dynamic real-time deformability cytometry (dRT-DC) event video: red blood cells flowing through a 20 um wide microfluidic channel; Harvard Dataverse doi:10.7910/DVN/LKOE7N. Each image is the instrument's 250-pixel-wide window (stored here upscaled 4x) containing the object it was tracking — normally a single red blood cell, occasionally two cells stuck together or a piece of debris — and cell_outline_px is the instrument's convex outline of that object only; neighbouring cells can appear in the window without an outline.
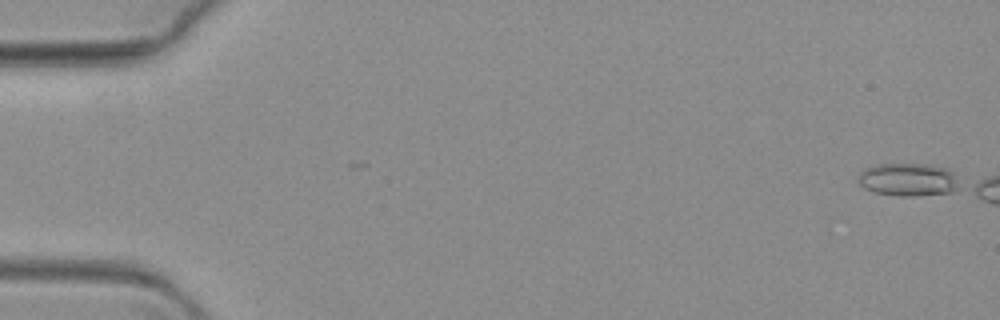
{"species": "common noctule bat (a hibernating species)", "species_latin": "Nyctalus noctula", "temperature_condition": "warm", "stored_images_in_passage": 3, "camera_frame_rate_fps": 3000, "um_per_image_px": 0.085, "animal": {"sex": "female", "body_mass_g": 19.3, "forearm_length_mm": 54.1}, "frame": {"image": 1, "passage_image": 1, "time_ms": 0.0, "image_size_px": [1000, 320], "cell_outline_px": [[960, 188], [952, 192], [916, 196], [900, 196], [876, 192], [864, 188], [856, 180], [860, 172], [864, 168], [880, 164], [928, 164], [944, 168], [952, 172]], "centroid_in_image_um": [77.17, 15.27], "position_along_channel_um": 7.8, "area_um2": 19.36}}